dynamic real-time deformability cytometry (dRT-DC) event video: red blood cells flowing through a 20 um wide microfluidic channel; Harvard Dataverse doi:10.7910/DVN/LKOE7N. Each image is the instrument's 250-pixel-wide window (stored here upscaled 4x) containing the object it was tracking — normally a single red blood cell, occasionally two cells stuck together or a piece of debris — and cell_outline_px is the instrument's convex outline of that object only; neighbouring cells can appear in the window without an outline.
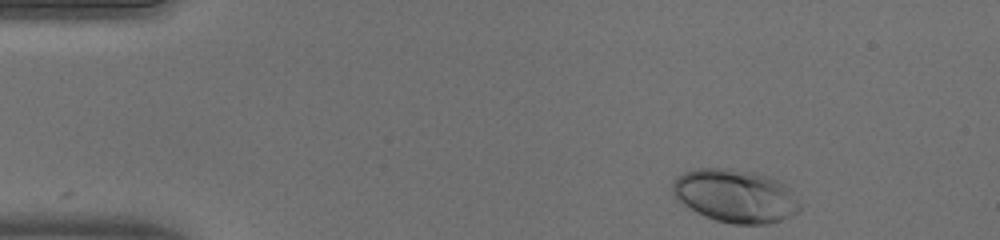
{"species": "human", "species_latin": "Homo sapiens", "temperature_condition": "warm", "stored_images_in_passage": 45, "camera_frame_rate_fps": 3000, "um_per_image_px": 0.085, "donor": {"sex": "male"}, "frame": {"image": 1, "passage_image": 1, "time_ms": 0.0, "image_size_px": [1000, 240], "cell_outline_px": [[800, 212], [780, 220], [768, 224], [732, 224], [716, 220], [704, 216], [696, 212], [676, 200], [672, 192], [672, 184], [684, 172], [696, 168], [728, 168], [752, 172], [768, 176], [784, 184], [788, 188], [800, 204]], "centroid_in_image_um": [62.48, 16.66], "position_along_channel_um": 22.5, "area_um2": 39.3}}
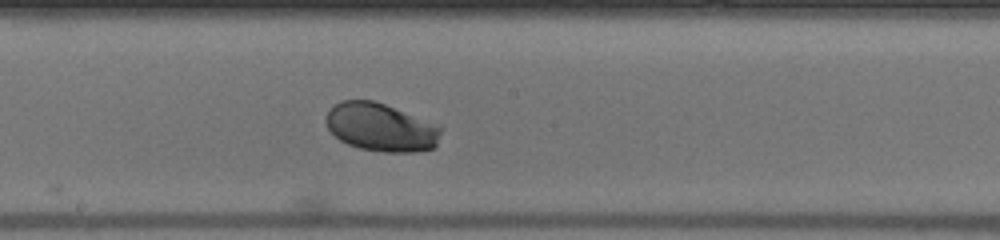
{"frame": {"image": 2, "passage_image": 22, "time_ms": 7.0, "image_size_px": [1000, 240], "cell_outline_px": [[444, 128], [436, 148], [416, 152], [384, 152], [360, 148], [348, 144], [340, 140], [328, 128], [328, 112], [336, 104], [344, 100], [372, 100], [384, 104]], "centroid_in_image_um": [32.43, 10.85], "position_along_channel_um": 215.8, "area_um2": 31.79}}
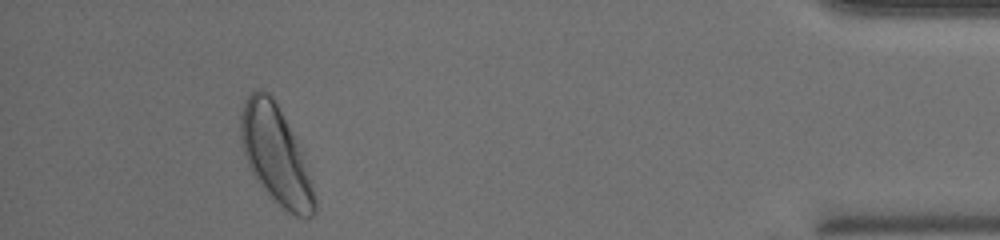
{"frame": {"image": 3, "passage_image": 41, "time_ms": 13.333, "image_size_px": [1000, 240], "cell_outline_px": [[316, 212], [308, 220], [296, 216], [288, 212], [268, 196], [256, 180], [244, 156], [240, 140], [240, 116], [244, 100], [256, 88], [268, 92], [272, 96], [296, 140], [312, 184], [316, 200]], "centroid_in_image_um": [23.41, 13.21], "position_along_channel_um": 411.8, "area_um2": 41.85}, "authors_computed_cell_mechanics": {"area_um2": 33.4084, "velocity_mm_per_s": 4.0227, "shape_relaxation_time_tau1_ms": 2.894, "shape_relaxation_time_tau2_ms": null, "deformation_change_tau1": 0.1492, "deformation_change_tau2": null}}